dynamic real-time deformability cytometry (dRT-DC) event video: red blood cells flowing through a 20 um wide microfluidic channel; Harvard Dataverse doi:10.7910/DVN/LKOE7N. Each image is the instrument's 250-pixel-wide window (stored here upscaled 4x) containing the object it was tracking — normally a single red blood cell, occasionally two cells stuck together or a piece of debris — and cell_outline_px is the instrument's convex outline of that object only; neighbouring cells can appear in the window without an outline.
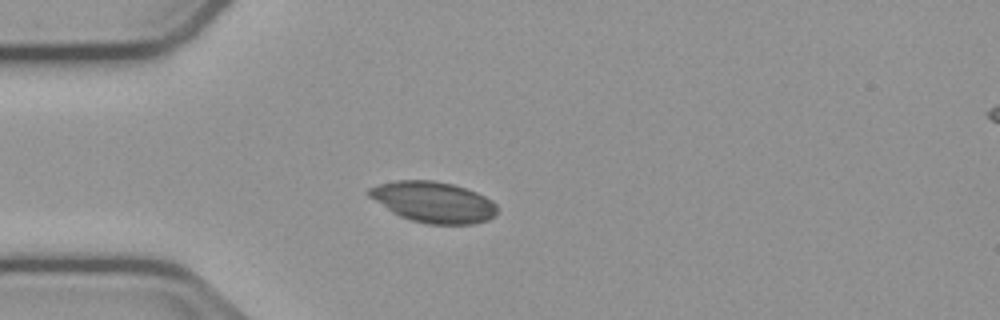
{"species": "common noctule bat (a hibernating species)", "species_latin": "Nyctalus noctula", "temperature_condition": "cold", "stored_images_in_passage": 48, "camera_frame_rate_fps": 3000, "um_per_image_px": 0.085, "animal": {"sex": "male", "body_mass_g": 23.1, "forearm_length_mm": 52.7}, "frame": {"image": 1, "passage_image": 8, "time_ms": 2.333, "image_size_px": [1000, 320], "cell_outline_px": [[496, 216], [488, 220], [472, 224], [428, 224], [412, 220], [400, 216], [392, 212], [368, 196], [368, 188], [380, 184], [396, 180], [432, 180], [452, 184], [476, 192], [492, 200], [496, 204]], "centroid_in_image_um": [36.85, 17.18], "position_along_channel_um": 48.2, "area_um2": 30.4}}
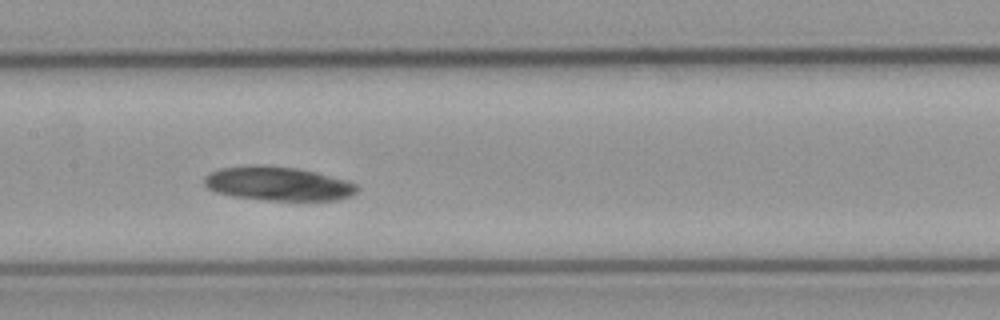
{"frame": {"image": 2, "passage_image": 20, "time_ms": 6.333, "image_size_px": [1000, 320], "cell_outline_px": [[360, 188], [352, 196], [340, 200], [264, 200], [232, 196], [216, 192], [208, 188], [204, 184], [204, 176], [208, 172], [220, 168], [296, 168], [316, 172], [348, 180], [356, 184]], "centroid_in_image_um": [23.71, 15.66], "position_along_channel_um": 183.7, "area_um2": 29.48}}
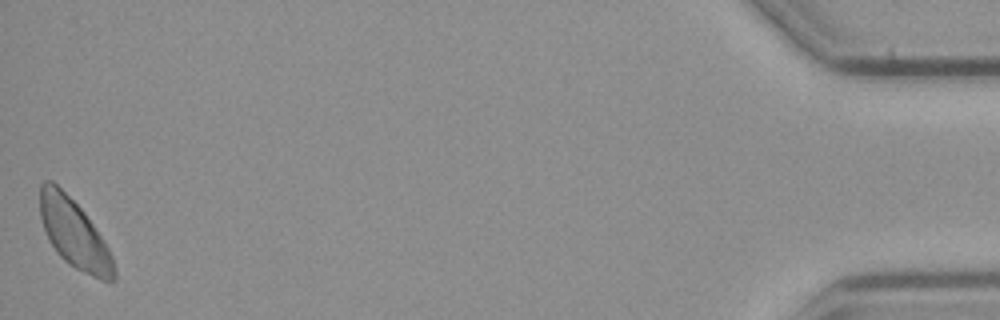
{"frame": {"image": 3, "passage_image": 48, "time_ms": 15.667, "image_size_px": [1000, 320], "cell_outline_px": [[116, 280], [100, 280], [76, 268], [64, 260], [56, 252], [48, 240], [40, 216], [40, 184], [44, 180], [52, 180], [84, 212], [104, 240], [112, 256], [116, 268]], "centroid_in_image_um": [6.31, 19.88], "position_along_channel_um": 428.9, "area_um2": 29.42}}